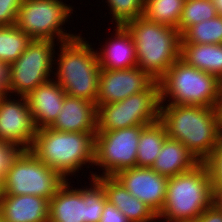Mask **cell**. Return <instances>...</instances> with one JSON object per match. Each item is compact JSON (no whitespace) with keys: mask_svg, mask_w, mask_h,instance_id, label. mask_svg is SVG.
Returning a JSON list of instances; mask_svg holds the SVG:
<instances>
[{"mask_svg":"<svg viewBox=\"0 0 222 222\" xmlns=\"http://www.w3.org/2000/svg\"><path fill=\"white\" fill-rule=\"evenodd\" d=\"M159 121L168 138L180 141L200 162H206L220 141L217 108L160 104Z\"/></svg>","mask_w":222,"mask_h":222,"instance_id":"1","label":"cell"},{"mask_svg":"<svg viewBox=\"0 0 222 222\" xmlns=\"http://www.w3.org/2000/svg\"><path fill=\"white\" fill-rule=\"evenodd\" d=\"M135 43L137 66L158 81L180 59L178 29L152 22L144 16L124 24Z\"/></svg>","mask_w":222,"mask_h":222,"instance_id":"2","label":"cell"},{"mask_svg":"<svg viewBox=\"0 0 222 222\" xmlns=\"http://www.w3.org/2000/svg\"><path fill=\"white\" fill-rule=\"evenodd\" d=\"M96 132H61L50 127L37 129L29 149L40 161L63 178L83 164H94Z\"/></svg>","mask_w":222,"mask_h":222,"instance_id":"3","label":"cell"},{"mask_svg":"<svg viewBox=\"0 0 222 222\" xmlns=\"http://www.w3.org/2000/svg\"><path fill=\"white\" fill-rule=\"evenodd\" d=\"M213 203V183L205 162L168 178L165 200L157 218L194 222Z\"/></svg>","mask_w":222,"mask_h":222,"instance_id":"4","label":"cell"},{"mask_svg":"<svg viewBox=\"0 0 222 222\" xmlns=\"http://www.w3.org/2000/svg\"><path fill=\"white\" fill-rule=\"evenodd\" d=\"M160 103L171 96L169 104L215 107L222 99V82L214 75L176 61L158 80Z\"/></svg>","mask_w":222,"mask_h":222,"instance_id":"5","label":"cell"},{"mask_svg":"<svg viewBox=\"0 0 222 222\" xmlns=\"http://www.w3.org/2000/svg\"><path fill=\"white\" fill-rule=\"evenodd\" d=\"M81 36L61 43L56 81L67 96L85 99L96 104L100 65L94 52Z\"/></svg>","mask_w":222,"mask_h":222,"instance_id":"6","label":"cell"},{"mask_svg":"<svg viewBox=\"0 0 222 222\" xmlns=\"http://www.w3.org/2000/svg\"><path fill=\"white\" fill-rule=\"evenodd\" d=\"M2 182L3 195L29 194L50 200L66 182V178L45 165L30 150H22Z\"/></svg>","mask_w":222,"mask_h":222,"instance_id":"7","label":"cell"},{"mask_svg":"<svg viewBox=\"0 0 222 222\" xmlns=\"http://www.w3.org/2000/svg\"><path fill=\"white\" fill-rule=\"evenodd\" d=\"M160 104L159 83L155 81L146 91L122 101L97 105V132L156 123Z\"/></svg>","mask_w":222,"mask_h":222,"instance_id":"8","label":"cell"},{"mask_svg":"<svg viewBox=\"0 0 222 222\" xmlns=\"http://www.w3.org/2000/svg\"><path fill=\"white\" fill-rule=\"evenodd\" d=\"M71 11L61 0H22L15 25L32 40L54 41L56 34L63 43L77 37L60 27Z\"/></svg>","mask_w":222,"mask_h":222,"instance_id":"9","label":"cell"},{"mask_svg":"<svg viewBox=\"0 0 222 222\" xmlns=\"http://www.w3.org/2000/svg\"><path fill=\"white\" fill-rule=\"evenodd\" d=\"M92 182L89 189L71 190L66 181L49 200L48 222H99L106 193L96 179Z\"/></svg>","mask_w":222,"mask_h":222,"instance_id":"10","label":"cell"},{"mask_svg":"<svg viewBox=\"0 0 222 222\" xmlns=\"http://www.w3.org/2000/svg\"><path fill=\"white\" fill-rule=\"evenodd\" d=\"M146 125L96 132L94 165L104 167L103 176H115L136 167L140 133Z\"/></svg>","mask_w":222,"mask_h":222,"instance_id":"11","label":"cell"},{"mask_svg":"<svg viewBox=\"0 0 222 222\" xmlns=\"http://www.w3.org/2000/svg\"><path fill=\"white\" fill-rule=\"evenodd\" d=\"M53 42L32 40L23 54L9 65V92H16L20 97L26 96L37 86L50 80L54 57Z\"/></svg>","mask_w":222,"mask_h":222,"instance_id":"12","label":"cell"},{"mask_svg":"<svg viewBox=\"0 0 222 222\" xmlns=\"http://www.w3.org/2000/svg\"><path fill=\"white\" fill-rule=\"evenodd\" d=\"M6 96H0V141L13 143L22 150H29L37 133V127L27 99L21 96V102L17 100L15 102L7 100Z\"/></svg>","mask_w":222,"mask_h":222,"instance_id":"13","label":"cell"},{"mask_svg":"<svg viewBox=\"0 0 222 222\" xmlns=\"http://www.w3.org/2000/svg\"><path fill=\"white\" fill-rule=\"evenodd\" d=\"M155 80L138 66L130 69H100L97 105L122 101L146 91Z\"/></svg>","mask_w":222,"mask_h":222,"instance_id":"14","label":"cell"},{"mask_svg":"<svg viewBox=\"0 0 222 222\" xmlns=\"http://www.w3.org/2000/svg\"><path fill=\"white\" fill-rule=\"evenodd\" d=\"M115 177L128 192L144 202L156 215L163 207L168 178L152 168L133 167L119 171Z\"/></svg>","mask_w":222,"mask_h":222,"instance_id":"15","label":"cell"},{"mask_svg":"<svg viewBox=\"0 0 222 222\" xmlns=\"http://www.w3.org/2000/svg\"><path fill=\"white\" fill-rule=\"evenodd\" d=\"M65 96L60 84L52 80L40 84L25 96L37 129L50 127L54 123Z\"/></svg>","mask_w":222,"mask_h":222,"instance_id":"16","label":"cell"},{"mask_svg":"<svg viewBox=\"0 0 222 222\" xmlns=\"http://www.w3.org/2000/svg\"><path fill=\"white\" fill-rule=\"evenodd\" d=\"M50 128L61 132H97V106L88 100L66 95Z\"/></svg>","mask_w":222,"mask_h":222,"instance_id":"17","label":"cell"},{"mask_svg":"<svg viewBox=\"0 0 222 222\" xmlns=\"http://www.w3.org/2000/svg\"><path fill=\"white\" fill-rule=\"evenodd\" d=\"M2 222H48L49 200L36 195H2Z\"/></svg>","mask_w":222,"mask_h":222,"instance_id":"18","label":"cell"},{"mask_svg":"<svg viewBox=\"0 0 222 222\" xmlns=\"http://www.w3.org/2000/svg\"><path fill=\"white\" fill-rule=\"evenodd\" d=\"M104 188L107 200L119 209L130 222H149L157 215L138 198L134 197L115 176L91 174ZM150 221V222H151Z\"/></svg>","mask_w":222,"mask_h":222,"instance_id":"19","label":"cell"},{"mask_svg":"<svg viewBox=\"0 0 222 222\" xmlns=\"http://www.w3.org/2000/svg\"><path fill=\"white\" fill-rule=\"evenodd\" d=\"M116 37L97 53L101 69L122 70L137 66L135 43L124 25H116ZM100 54V55H99Z\"/></svg>","mask_w":222,"mask_h":222,"instance_id":"20","label":"cell"},{"mask_svg":"<svg viewBox=\"0 0 222 222\" xmlns=\"http://www.w3.org/2000/svg\"><path fill=\"white\" fill-rule=\"evenodd\" d=\"M200 163L180 141L167 138L151 168L158 174L171 178L194 169Z\"/></svg>","mask_w":222,"mask_h":222,"instance_id":"21","label":"cell"},{"mask_svg":"<svg viewBox=\"0 0 222 222\" xmlns=\"http://www.w3.org/2000/svg\"><path fill=\"white\" fill-rule=\"evenodd\" d=\"M180 59L222 82V44L181 43Z\"/></svg>","mask_w":222,"mask_h":222,"instance_id":"22","label":"cell"},{"mask_svg":"<svg viewBox=\"0 0 222 222\" xmlns=\"http://www.w3.org/2000/svg\"><path fill=\"white\" fill-rule=\"evenodd\" d=\"M167 138L166 129L160 121L145 126L140 133L136 166L151 168Z\"/></svg>","mask_w":222,"mask_h":222,"instance_id":"23","label":"cell"},{"mask_svg":"<svg viewBox=\"0 0 222 222\" xmlns=\"http://www.w3.org/2000/svg\"><path fill=\"white\" fill-rule=\"evenodd\" d=\"M31 41L16 25L0 26V61L11 65L23 54Z\"/></svg>","mask_w":222,"mask_h":222,"instance_id":"24","label":"cell"},{"mask_svg":"<svg viewBox=\"0 0 222 222\" xmlns=\"http://www.w3.org/2000/svg\"><path fill=\"white\" fill-rule=\"evenodd\" d=\"M185 0H145L143 16L177 29Z\"/></svg>","mask_w":222,"mask_h":222,"instance_id":"25","label":"cell"},{"mask_svg":"<svg viewBox=\"0 0 222 222\" xmlns=\"http://www.w3.org/2000/svg\"><path fill=\"white\" fill-rule=\"evenodd\" d=\"M181 43L222 44V16L192 25L181 35Z\"/></svg>","mask_w":222,"mask_h":222,"instance_id":"26","label":"cell"},{"mask_svg":"<svg viewBox=\"0 0 222 222\" xmlns=\"http://www.w3.org/2000/svg\"><path fill=\"white\" fill-rule=\"evenodd\" d=\"M218 15L213 0H187L178 23V32L182 35L189 27Z\"/></svg>","mask_w":222,"mask_h":222,"instance_id":"27","label":"cell"},{"mask_svg":"<svg viewBox=\"0 0 222 222\" xmlns=\"http://www.w3.org/2000/svg\"><path fill=\"white\" fill-rule=\"evenodd\" d=\"M116 25L143 16L145 0H107Z\"/></svg>","mask_w":222,"mask_h":222,"instance_id":"28","label":"cell"},{"mask_svg":"<svg viewBox=\"0 0 222 222\" xmlns=\"http://www.w3.org/2000/svg\"><path fill=\"white\" fill-rule=\"evenodd\" d=\"M22 151L13 143L0 141V178H4L14 159Z\"/></svg>","mask_w":222,"mask_h":222,"instance_id":"29","label":"cell"},{"mask_svg":"<svg viewBox=\"0 0 222 222\" xmlns=\"http://www.w3.org/2000/svg\"><path fill=\"white\" fill-rule=\"evenodd\" d=\"M22 0H0V26L16 24Z\"/></svg>","mask_w":222,"mask_h":222,"instance_id":"30","label":"cell"},{"mask_svg":"<svg viewBox=\"0 0 222 222\" xmlns=\"http://www.w3.org/2000/svg\"><path fill=\"white\" fill-rule=\"evenodd\" d=\"M205 163L209 168L212 183L222 184V138L212 156Z\"/></svg>","mask_w":222,"mask_h":222,"instance_id":"31","label":"cell"},{"mask_svg":"<svg viewBox=\"0 0 222 222\" xmlns=\"http://www.w3.org/2000/svg\"><path fill=\"white\" fill-rule=\"evenodd\" d=\"M99 222H130L126 216L117 209L107 197L105 198L104 210Z\"/></svg>","mask_w":222,"mask_h":222,"instance_id":"32","label":"cell"},{"mask_svg":"<svg viewBox=\"0 0 222 222\" xmlns=\"http://www.w3.org/2000/svg\"><path fill=\"white\" fill-rule=\"evenodd\" d=\"M194 222H222V210L212 203Z\"/></svg>","mask_w":222,"mask_h":222,"instance_id":"33","label":"cell"},{"mask_svg":"<svg viewBox=\"0 0 222 222\" xmlns=\"http://www.w3.org/2000/svg\"><path fill=\"white\" fill-rule=\"evenodd\" d=\"M10 83V67L0 61V96L8 95Z\"/></svg>","mask_w":222,"mask_h":222,"instance_id":"34","label":"cell"},{"mask_svg":"<svg viewBox=\"0 0 222 222\" xmlns=\"http://www.w3.org/2000/svg\"><path fill=\"white\" fill-rule=\"evenodd\" d=\"M213 204L222 210V184H213Z\"/></svg>","mask_w":222,"mask_h":222,"instance_id":"35","label":"cell"},{"mask_svg":"<svg viewBox=\"0 0 222 222\" xmlns=\"http://www.w3.org/2000/svg\"><path fill=\"white\" fill-rule=\"evenodd\" d=\"M217 112L219 116V132H220V138H222V99L219 102V105L217 106Z\"/></svg>","mask_w":222,"mask_h":222,"instance_id":"36","label":"cell"},{"mask_svg":"<svg viewBox=\"0 0 222 222\" xmlns=\"http://www.w3.org/2000/svg\"><path fill=\"white\" fill-rule=\"evenodd\" d=\"M218 15L222 16V0H213Z\"/></svg>","mask_w":222,"mask_h":222,"instance_id":"37","label":"cell"},{"mask_svg":"<svg viewBox=\"0 0 222 222\" xmlns=\"http://www.w3.org/2000/svg\"><path fill=\"white\" fill-rule=\"evenodd\" d=\"M3 195V182H2V178H0V199Z\"/></svg>","mask_w":222,"mask_h":222,"instance_id":"38","label":"cell"}]
</instances>
